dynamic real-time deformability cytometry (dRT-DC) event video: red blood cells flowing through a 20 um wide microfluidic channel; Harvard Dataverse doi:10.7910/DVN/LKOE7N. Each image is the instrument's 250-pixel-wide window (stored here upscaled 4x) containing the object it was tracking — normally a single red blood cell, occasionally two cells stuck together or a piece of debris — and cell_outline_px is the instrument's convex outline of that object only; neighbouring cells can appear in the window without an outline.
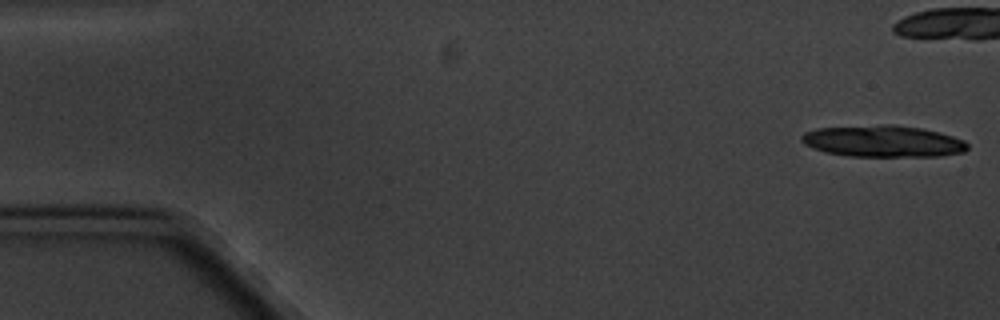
{"species": "common noctule bat (a hibernating species)", "species_latin": "Nyctalus noctula", "temperature_condition": "cold", "stored_images_in_passage": 11, "camera_frame_rate_fps": 3000, "um_per_image_px": 0.085, "animal": {"sex": "male", "body_mass_g": 20.1, "forearm_length_mm": 53.5}, "frame": {"image": 1, "passage_image": 1, "time_ms": 0.0, "image_size_px": [1000, 320], "cell_outline_px": [[968, 148], [964, 152], [940, 156], [848, 156], [824, 152], [812, 148], [804, 144], [800, 140], [800, 136], [804, 132], [816, 128], [892, 124], [920, 128], [940, 132], [964, 140], [968, 144]], "centroid_in_image_um": [75.03, 12.01], "position_along_channel_um": 10.0, "area_um2": 30.69}}